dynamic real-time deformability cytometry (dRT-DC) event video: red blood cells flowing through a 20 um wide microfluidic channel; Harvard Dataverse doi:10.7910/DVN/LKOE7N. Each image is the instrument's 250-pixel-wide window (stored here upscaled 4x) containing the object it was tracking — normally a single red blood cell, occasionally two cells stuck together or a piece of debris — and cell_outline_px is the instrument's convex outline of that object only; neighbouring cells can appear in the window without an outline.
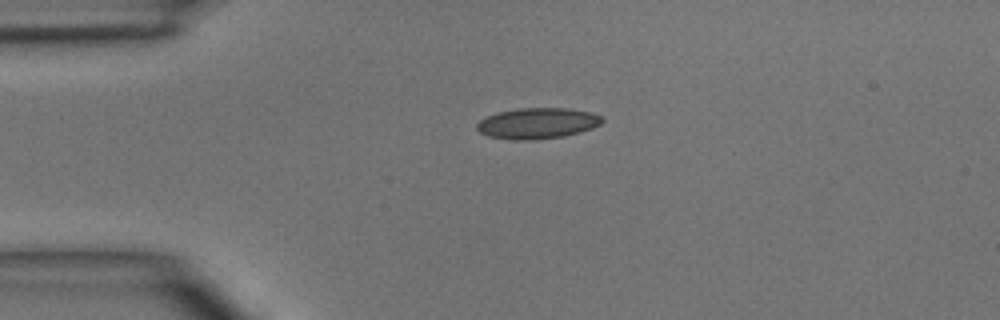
{"species": "common noctule bat (a hibernating species)", "species_latin": "Nyctalus noctula", "temperature_condition": "room temperature", "stored_images_in_passage": 2, "camera_frame_rate_fps": 3000, "um_per_image_px": 0.085, "animal": {"sex": "male", "body_mass_g": 15.6}, "frame": {"image": 1, "passage_image": 1, "time_ms": 0.0, "image_size_px": [1000, 320], "cell_outline_px": [[604, 120], [600, 124], [592, 128], [580, 132], [564, 136], [532, 140], [512, 140], [488, 136], [480, 132], [476, 128], [476, 124], [480, 120], [488, 116], [500, 112], [520, 108], [564, 108], [592, 112], [600, 116]], "centroid_in_image_um": [45.68, 10.49], "position_along_channel_um": 39.3, "area_um2": 22.43}}